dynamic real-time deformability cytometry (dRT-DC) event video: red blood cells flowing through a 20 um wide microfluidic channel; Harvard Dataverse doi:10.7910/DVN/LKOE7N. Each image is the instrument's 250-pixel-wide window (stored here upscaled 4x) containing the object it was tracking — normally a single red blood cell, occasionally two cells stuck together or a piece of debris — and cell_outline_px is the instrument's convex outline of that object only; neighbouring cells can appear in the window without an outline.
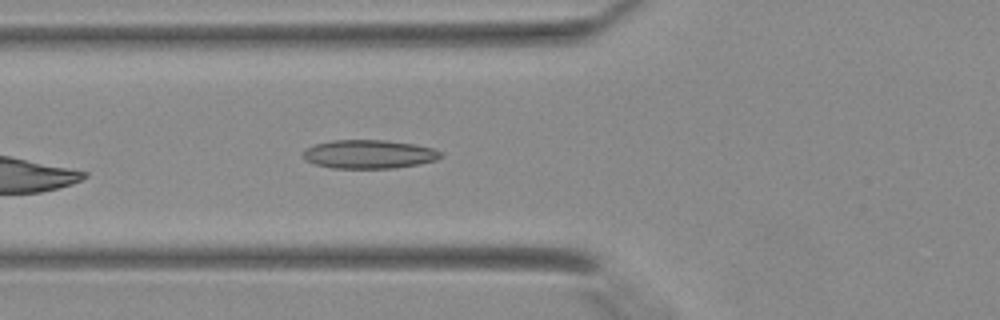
{"species": "Egyptian fruit bat (a non-hibernating species)", "species_latin": "Rousettus aegyptiacus", "temperature_condition": "warm", "stored_images_in_passage": 15, "camera_frame_rate_fps": 3000, "um_per_image_px": 0.085, "animal": {"sex": "female"}, "frame": {"image": 1, "passage_image": 7, "time_ms": 2.0, "image_size_px": [1000, 320], "cell_outline_px": [[444, 156], [436, 160], [420, 164], [396, 168], [332, 168], [316, 164], [304, 160], [304, 152], [308, 148], [316, 144], [332, 140], [384, 140], [412, 144], [432, 148], [444, 152]], "centroid_in_image_um": [31.42, 13.11], "position_along_channel_um": 94.4, "area_um2": 22.95}}